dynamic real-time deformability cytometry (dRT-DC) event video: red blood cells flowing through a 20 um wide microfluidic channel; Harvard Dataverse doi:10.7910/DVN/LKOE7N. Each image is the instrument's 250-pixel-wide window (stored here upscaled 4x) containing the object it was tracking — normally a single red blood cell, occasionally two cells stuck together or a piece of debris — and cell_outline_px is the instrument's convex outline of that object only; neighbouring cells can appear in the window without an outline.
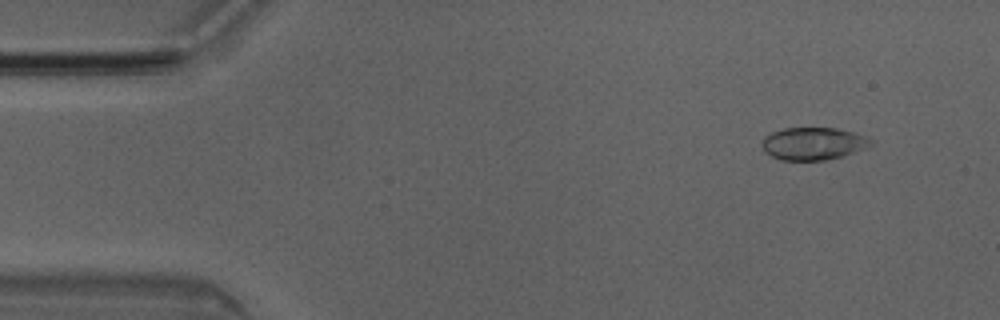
{"species": "Egyptian fruit bat (a non-hibernating species)", "species_latin": "Rousettus aegyptiacus", "temperature_condition": "room temperature", "stored_images_in_passage": 5, "camera_frame_rate_fps": 3000, "um_per_image_px": 0.085, "animal": {"sex": "male"}, "frame": {"image": 1, "passage_image": 2, "time_ms": 0.333, "image_size_px": [1000, 320], "cell_outline_px": [[872, 140], [868, 148], [840, 156], [824, 160], [780, 160], [764, 152], [760, 144], [764, 136], [772, 132], [784, 128], [836, 128], [856, 132]], "centroid_in_image_um": [69.08, 12.2], "position_along_channel_um": 15.9, "area_um2": 20.69}}
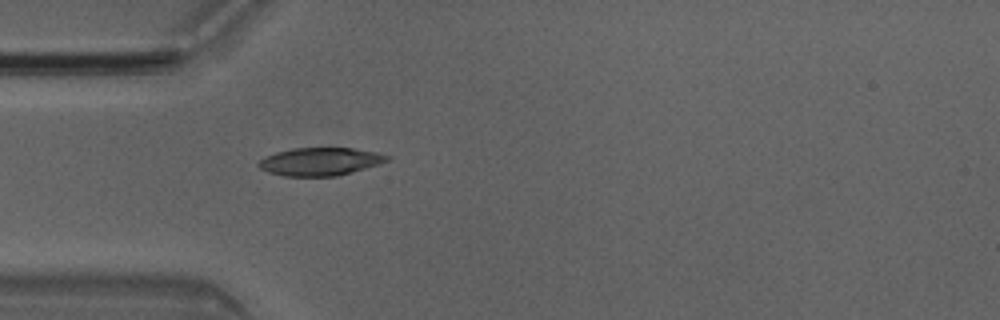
{"frame": {"image": 2, "passage_image": 5, "time_ms": 1.333, "image_size_px": [1000, 320], "cell_outline_px": [[392, 156], [388, 160], [380, 164], [352, 172], [336, 176], [284, 176], [268, 172], [260, 168], [256, 164], [260, 160], [276, 152], [292, 148], [352, 148], [376, 152]], "centroid_in_image_um": [27.23, 13.73], "position_along_channel_um": 57.8, "area_um2": 20.87}}